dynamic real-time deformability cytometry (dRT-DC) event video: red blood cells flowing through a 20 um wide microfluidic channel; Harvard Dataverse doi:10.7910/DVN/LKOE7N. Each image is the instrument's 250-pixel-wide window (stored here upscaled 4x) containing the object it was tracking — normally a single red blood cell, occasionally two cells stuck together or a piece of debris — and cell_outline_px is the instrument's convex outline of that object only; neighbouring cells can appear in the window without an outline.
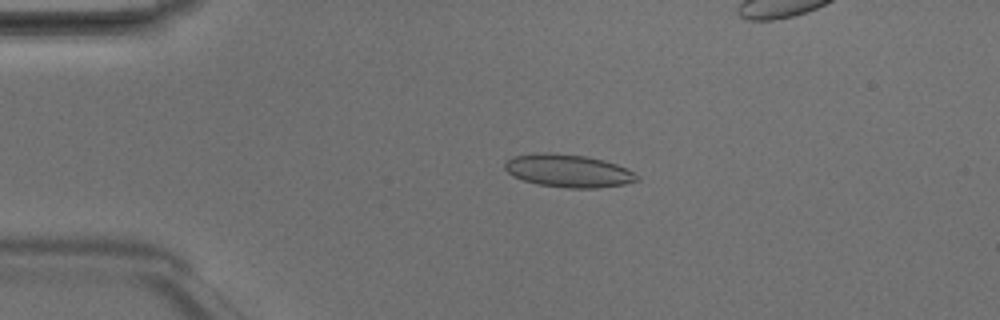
{"species": "Egyptian fruit bat (a non-hibernating species)", "species_latin": "Rousettus aegyptiacus", "temperature_condition": "room temperature", "stored_images_in_passage": 5, "camera_frame_rate_fps": 3000, "um_per_image_px": 0.085, "animal": {"sex": "male"}, "frame": {"image": 1, "passage_image": 3, "time_ms": 0.667, "image_size_px": [1000, 320], "cell_outline_px": [[640, 180], [624, 184], [600, 188], [568, 188], [536, 184], [512, 176], [504, 168], [504, 160], [512, 156], [536, 152], [548, 152], [588, 156], [604, 160], [616, 164], [640, 176]], "centroid_in_image_um": [48.26, 14.51], "position_along_channel_um": 36.7, "area_um2": 25.61}}